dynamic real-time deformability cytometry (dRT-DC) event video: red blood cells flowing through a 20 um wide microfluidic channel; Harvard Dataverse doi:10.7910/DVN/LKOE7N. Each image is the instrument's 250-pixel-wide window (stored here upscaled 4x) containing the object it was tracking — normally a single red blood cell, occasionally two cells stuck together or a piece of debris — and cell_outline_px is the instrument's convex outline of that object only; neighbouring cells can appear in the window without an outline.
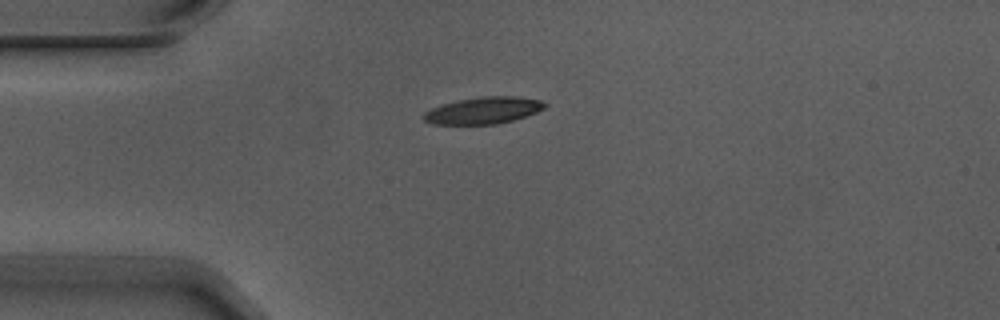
{"species": "Egyptian fruit bat (a non-hibernating species)", "species_latin": "Rousettus aegyptiacus", "temperature_condition": "warm", "stored_images_in_passage": 4, "camera_frame_rate_fps": 3000, "um_per_image_px": 0.085, "animal": {"sex": "male"}, "frame": {"image": 1, "passage_image": 1, "time_ms": 0.0, "image_size_px": [1000, 320], "cell_outline_px": [[548, 104], [544, 108], [536, 112], [512, 120], [496, 124], [432, 124], [424, 120], [420, 116], [424, 112], [440, 104], [456, 100], [480, 96], [516, 96], [540, 100]], "centroid_in_image_um": [41.04, 9.37], "position_along_channel_um": 44.0, "area_um2": 19.02}}
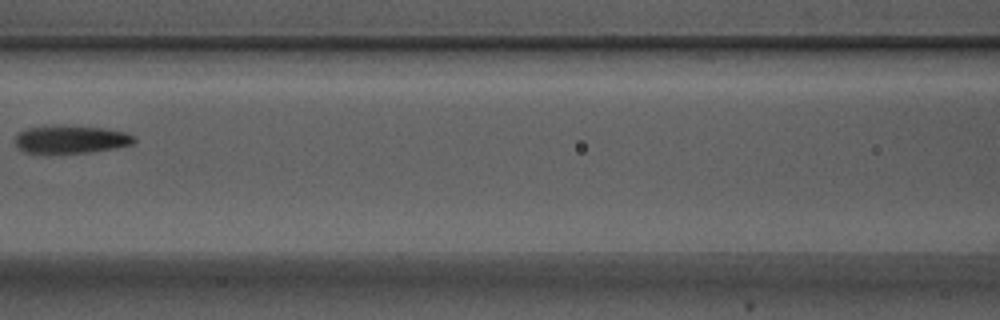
{"frame": {"image": 2, "passage_image": 4, "time_ms": 1.0, "image_size_px": [1000, 320], "cell_outline_px": [[136, 140], [132, 144], [112, 148], [88, 152], [24, 152], [16, 144], [16, 136], [20, 132], [28, 128], [104, 128], [124, 132], [132, 136]], "centroid_in_image_um": [6.06, 11.88], "position_along_channel_um": 160.5, "area_um2": 17.86}}